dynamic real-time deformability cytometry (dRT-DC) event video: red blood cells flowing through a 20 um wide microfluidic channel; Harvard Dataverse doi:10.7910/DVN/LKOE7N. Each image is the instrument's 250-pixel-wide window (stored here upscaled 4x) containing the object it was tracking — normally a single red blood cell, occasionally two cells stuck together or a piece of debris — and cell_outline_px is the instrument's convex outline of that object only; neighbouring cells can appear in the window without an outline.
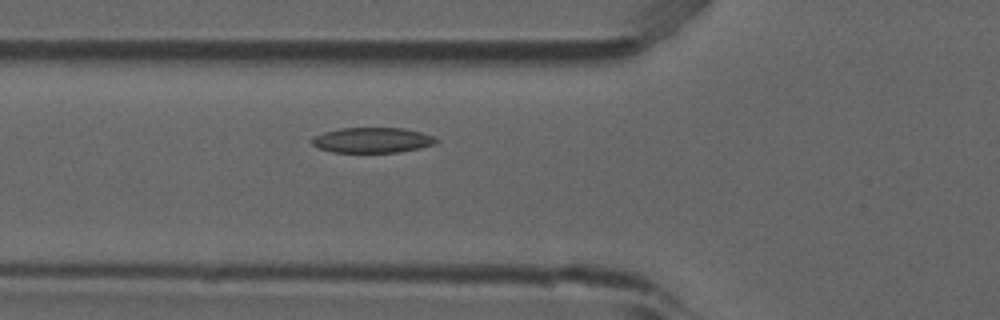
{"species": "common noctule bat (a hibernating species)", "species_latin": "Nyctalus noctula", "temperature_condition": "room temperature", "stored_images_in_passage": 33, "camera_frame_rate_fps": 3000, "um_per_image_px": 0.085, "animal": {"sex": "male", "forearm_length_mm": 52.5}, "frame": {"image": 1, "passage_image": 5, "time_ms": 1.333, "image_size_px": [1000, 320], "cell_outline_px": [[440, 140], [436, 144], [420, 148], [400, 152], [332, 152], [320, 148], [312, 144], [308, 140], [312, 136], [324, 132], [340, 128], [404, 128], [420, 132], [432, 136]], "centroid_in_image_um": [31.63, 11.91], "position_along_channel_um": 94.2, "area_um2": 18.44}}
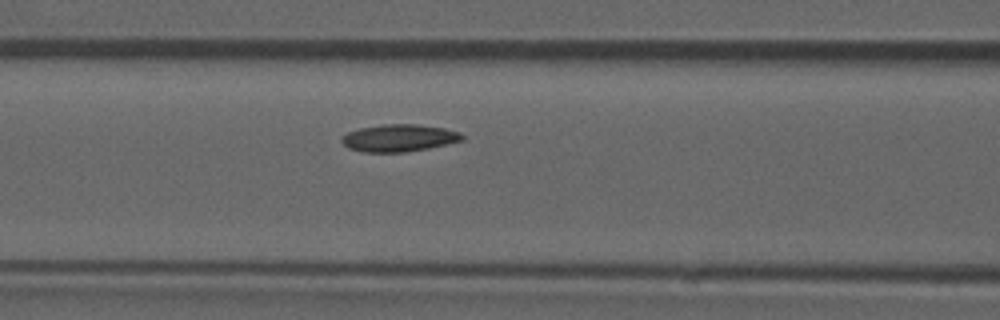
{"frame": {"image": 2, "passage_image": 8, "time_ms": 2.333, "image_size_px": [1000, 320], "cell_outline_px": [[464, 140], [428, 148], [404, 152], [364, 152], [348, 148], [340, 140], [340, 136], [348, 132], [360, 128], [384, 124], [416, 124], [444, 128], [460, 132], [464, 136]], "centroid_in_image_um": [33.9, 11.72], "position_along_channel_um": 132.7, "area_um2": 19.13}, "authors_computed_cell_mechanics": {"area_um2": 18.4382, "velocity_mm_per_s": 3.8269, "shape_relaxation_time_tau1_ms": null, "shape_relaxation_time_tau2_ms": 5.3065, "deformation_change_tau1": null, "deformation_change_tau2": 0.1201}}